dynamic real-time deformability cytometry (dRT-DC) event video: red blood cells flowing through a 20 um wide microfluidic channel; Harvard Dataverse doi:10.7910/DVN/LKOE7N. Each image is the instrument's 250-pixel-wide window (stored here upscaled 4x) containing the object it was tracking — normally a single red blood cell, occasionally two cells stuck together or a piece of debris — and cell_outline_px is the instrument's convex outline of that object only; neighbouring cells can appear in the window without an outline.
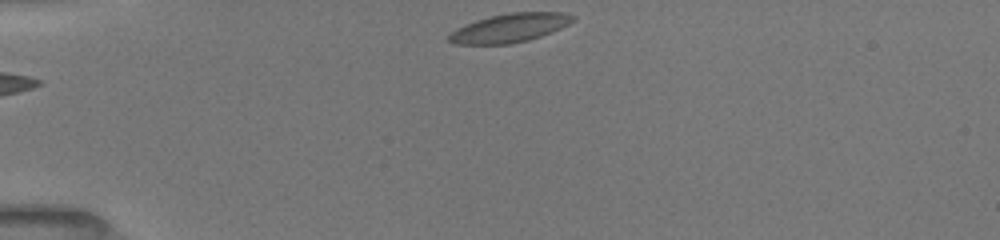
{"species": "common noctule bat (a hibernating species)", "species_latin": "Nyctalus noctula", "temperature_condition": "room temperature", "stored_images_in_passage": 40, "camera_frame_rate_fps": 3000, "um_per_image_px": 0.085, "animal": {"sex": "female", "body_mass_g": 19.5, "forearm_length_mm": 54.1}, "frame": {"image": 1, "passage_image": 1, "time_ms": 0.0, "image_size_px": [1000, 240], "cell_outline_px": [[576, 20], [552, 32], [528, 40], [508, 44], [456, 44], [444, 40], [456, 28], [476, 20], [492, 16], [512, 12], [564, 12], [576, 16]], "centroid_in_image_um": [43.33, 2.37], "position_along_channel_um": 41.7, "area_um2": 20.75}}
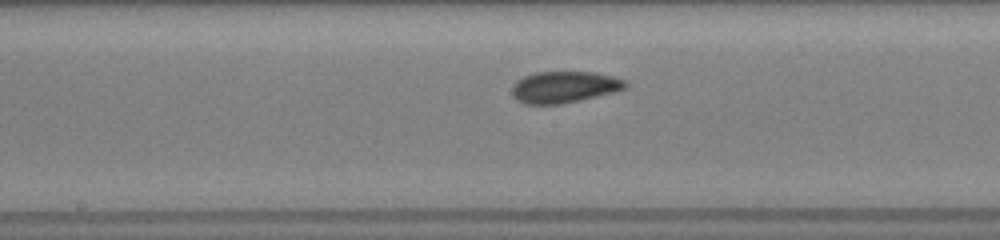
{"frame": {"image": 2, "passage_image": 16, "time_ms": 5.0, "image_size_px": [1000, 240], "cell_outline_px": [[628, 88], [616, 92], [560, 104], [524, 104], [516, 100], [512, 96], [512, 84], [516, 80], [524, 76], [536, 72], [592, 72], [612, 76], [628, 80]], "centroid_in_image_um": [47.97, 7.4], "position_along_channel_um": 200.2, "area_um2": 21.1}}
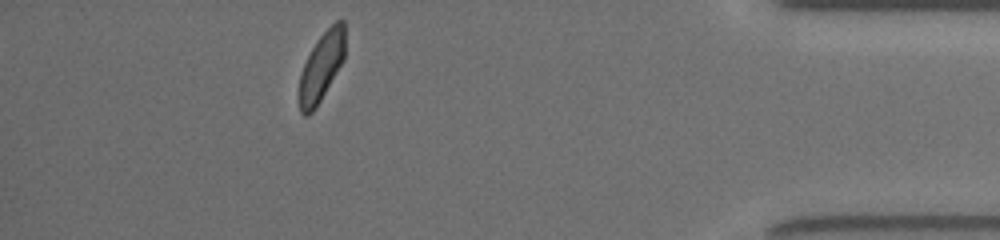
{"frame": {"image": 3, "passage_image": 35, "time_ms": 11.333, "image_size_px": [1000, 240], "cell_outline_px": [[344, 60], [316, 108], [308, 116], [304, 116], [300, 112], [296, 96], [300, 72], [312, 48], [320, 36], [336, 20], [344, 20]], "centroid_in_image_um": [27.27, 5.76], "position_along_channel_um": 407.9, "area_um2": 18.67}, "authors_computed_cell_mechanics": {"area_um2": 20.519, "velocity_mm_per_s": 3.9475, "shape_relaxation_time_tau1_ms": 4.1418, "shape_relaxation_time_tau2_ms": 1.9147, "deformation_change_tau1": 0.1052, "deformation_change_tau2": 0.0661}}